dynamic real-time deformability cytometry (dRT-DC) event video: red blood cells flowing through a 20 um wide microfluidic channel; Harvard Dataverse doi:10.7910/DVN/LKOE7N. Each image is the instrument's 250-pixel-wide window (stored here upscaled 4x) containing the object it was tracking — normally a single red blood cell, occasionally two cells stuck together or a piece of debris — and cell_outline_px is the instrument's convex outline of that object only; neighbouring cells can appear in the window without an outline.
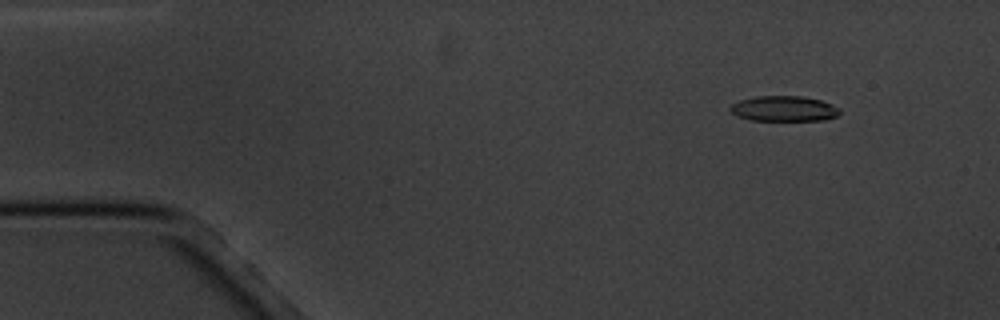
{"species": "common noctule bat (a hibernating species)", "species_latin": "Nyctalus noctula", "temperature_condition": "cold", "stored_images_in_passage": 6, "camera_frame_rate_fps": 3000, "um_per_image_px": 0.085, "animal": {"sex": "male", "body_mass_g": 20.1, "forearm_length_mm": 53.5}, "frame": {"image": 1, "passage_image": 2, "time_ms": 1.0, "image_size_px": [1000, 320], "cell_outline_px": [[840, 112], [836, 116], [824, 120], [748, 120], [736, 116], [728, 108], [732, 104], [740, 100], [756, 96], [800, 96], [820, 100], [832, 104], [840, 108]], "centroid_in_image_um": [66.61, 9.24], "position_along_channel_um": 18.4, "area_um2": 16.18}}
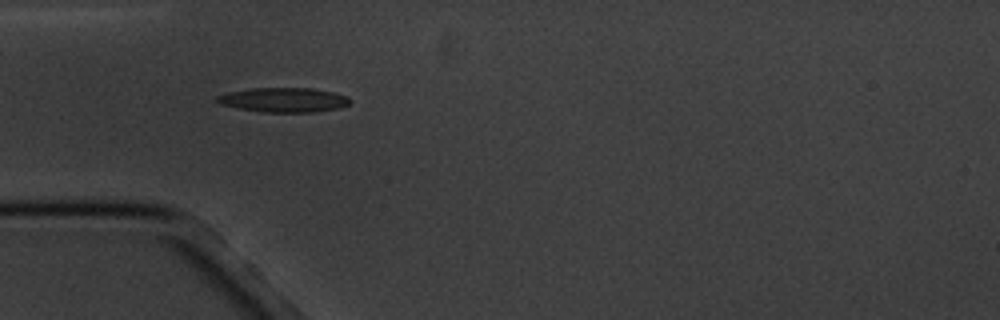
{"frame": {"image": 2, "passage_image": 5, "time_ms": 4.667, "image_size_px": [1000, 320], "cell_outline_px": [[352, 100], [348, 104], [336, 108], [316, 112], [260, 112], [220, 104], [216, 100], [216, 96], [228, 92], [252, 88], [312, 88], [336, 92], [348, 96]], "centroid_in_image_um": [24.14, 8.48], "position_along_channel_um": 60.9, "area_um2": 19.02}}
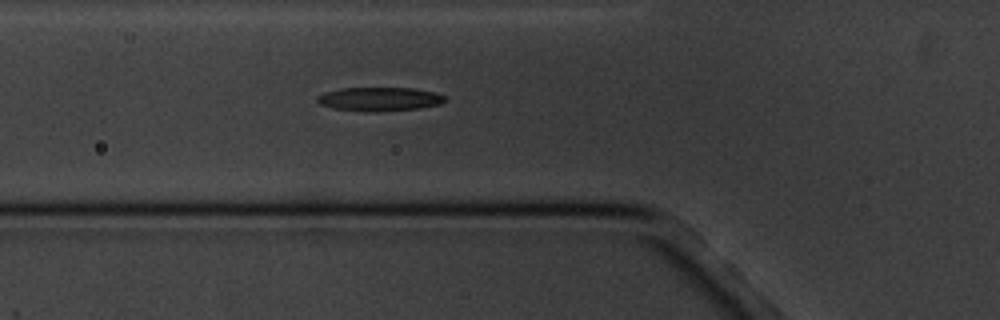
{"frame": {"image": 3, "passage_image": 6, "time_ms": 5.667, "image_size_px": [1000, 320], "cell_outline_px": [[448, 100], [440, 104], [420, 108], [380, 112], [368, 112], [332, 108], [320, 104], [316, 100], [316, 96], [324, 92], [340, 88], [412, 88], [432, 92], [444, 96]], "centroid_in_image_um": [32.22, 8.43], "position_along_channel_um": 93.6, "area_um2": 17.86}}